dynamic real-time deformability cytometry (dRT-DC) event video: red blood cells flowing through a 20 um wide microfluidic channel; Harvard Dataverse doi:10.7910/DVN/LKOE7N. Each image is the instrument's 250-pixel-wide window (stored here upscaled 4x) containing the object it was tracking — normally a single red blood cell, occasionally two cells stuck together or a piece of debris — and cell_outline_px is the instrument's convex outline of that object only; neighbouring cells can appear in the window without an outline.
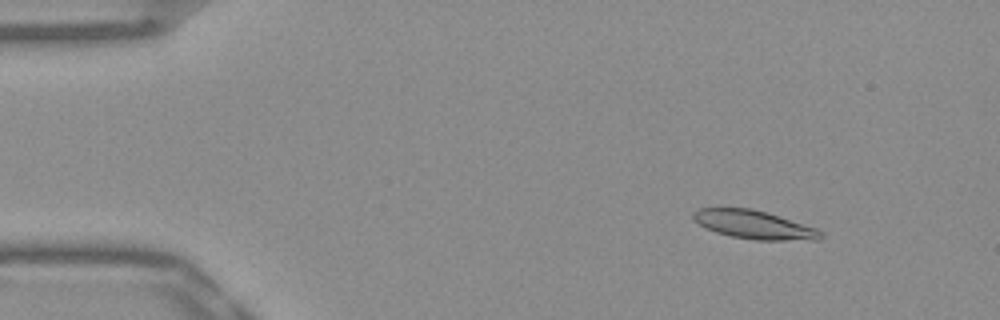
{"species": "Egyptian fruit bat (a non-hibernating species)", "species_latin": "Rousettus aegyptiacus", "temperature_condition": "warm", "stored_images_in_passage": 53, "segment_of_instrument_passage": [1, 2], "camera_frame_rate_fps": 3000, "um_per_image_px": 0.085, "frame": {"image": 1, "passage_image": 7, "time_ms": 2.0, "image_size_px": [1000, 320], "cell_outline_px": [[824, 236], [820, 240], [752, 240], [732, 236], [716, 232], [692, 220], [692, 212], [696, 208], [752, 208], [768, 212], [816, 228], [824, 232]], "centroid_in_image_um": [64.12, 19.09], "position_along_channel_um": 20.9, "area_um2": 21.33}}
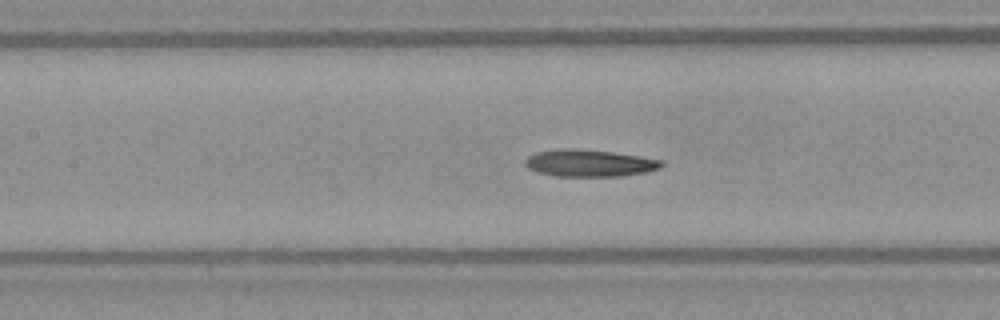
{"frame": {"image": 2, "passage_image": 24, "time_ms": 7.667, "image_size_px": [1000, 320], "cell_outline_px": [[664, 164], [660, 168], [644, 172], [620, 176], [556, 176], [536, 172], [528, 168], [524, 164], [524, 160], [528, 156], [536, 152], [560, 148], [568, 148], [612, 152], [640, 156], [664, 160]], "centroid_in_image_um": [50.07, 13.86], "position_along_channel_um": 157.3, "area_um2": 21.5}}
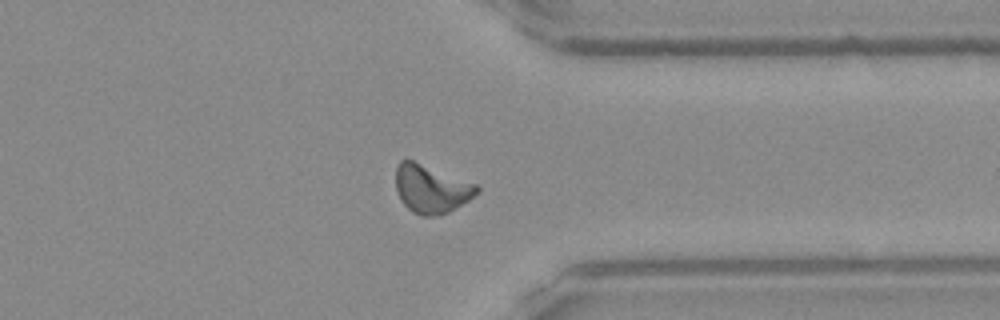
{"frame": {"image": 3, "passage_image": 41, "time_ms": 13.333, "image_size_px": [1000, 320], "cell_outline_px": [[480, 192], [468, 200], [448, 212], [440, 216], [420, 216], [412, 212], [400, 200], [396, 188], [396, 168], [400, 160], [412, 160], [476, 184], [480, 188]], "centroid_in_image_um": [36.64, 16.08], "position_along_channel_um": 374.8, "area_um2": 22.66}}